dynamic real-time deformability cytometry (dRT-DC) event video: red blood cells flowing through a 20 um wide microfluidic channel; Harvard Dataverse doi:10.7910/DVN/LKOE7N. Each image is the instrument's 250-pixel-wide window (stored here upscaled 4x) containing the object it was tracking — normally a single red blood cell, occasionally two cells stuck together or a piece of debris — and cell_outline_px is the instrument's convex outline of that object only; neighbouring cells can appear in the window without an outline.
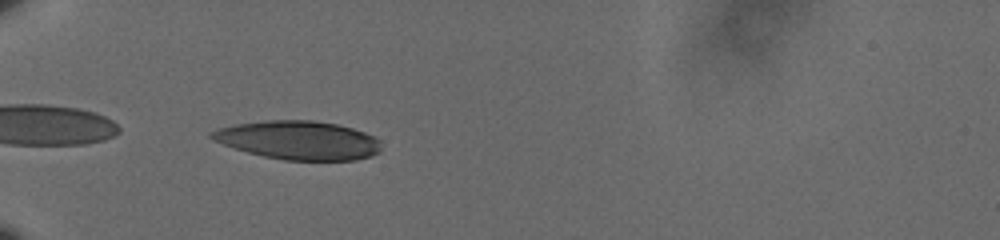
{"species": "human", "species_latin": "Homo sapiens", "temperature_condition": "cold", "stored_images_in_passage": 39, "camera_frame_rate_fps": 3000, "um_per_image_px": 0.085, "donor": {"sex": "male"}, "frame": {"image": 1, "passage_image": 1, "time_ms": 0.0, "image_size_px": [1000, 240], "cell_outline_px": [[380, 152], [372, 156], [356, 160], [284, 160], [264, 156], [248, 152], [224, 144], [208, 136], [208, 132], [216, 128], [236, 124], [268, 120], [312, 120], [336, 124], [352, 128], [376, 136], [380, 140]], "centroid_in_image_um": [25.4, 11.91], "position_along_channel_um": 59.6, "area_um2": 38.21}}
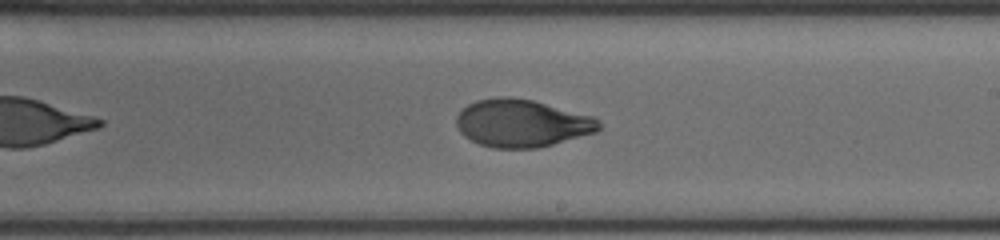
{"frame": {"image": 2, "passage_image": 18, "time_ms": 5.667, "image_size_px": [1000, 240], "cell_outline_px": [[600, 128], [596, 132], [552, 144], [536, 148], [492, 148], [480, 144], [464, 136], [460, 132], [456, 124], [456, 116], [468, 104], [476, 100], [500, 96], [508, 96], [532, 100], [596, 116], [600, 120]], "centroid_in_image_um": [44.37, 10.46], "position_along_channel_um": 244.6, "area_um2": 39.65}}
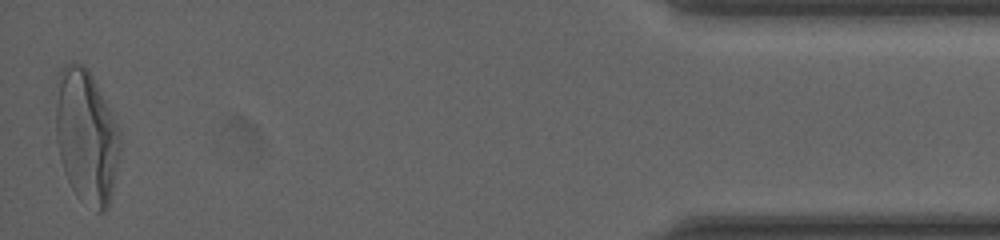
{"frame": {"image": 3, "passage_image": 39, "time_ms": 12.667, "image_size_px": [1000, 240], "cell_outline_px": [[120, 152], [112, 192], [108, 208], [104, 212], [96, 212], [80, 200], [76, 196], [64, 172], [60, 156], [56, 136], [56, 108], [60, 68], [64, 64], [72, 60], [84, 64], [88, 68], [120, 132]], "centroid_in_image_um": [7.34, 11.63], "position_along_channel_um": 427.9, "area_um2": 50.05}, "authors_computed_cell_mechanics": {"area_um2": 39.6508, "velocity_mm_per_s": 3.5885, "shape_relaxation_time_tau1_ms": 7.198, "shape_relaxation_time_tau2_ms": 0.9093, "deformation_change_tau1": 0.2928, "deformation_change_tau2": 0.0499}}